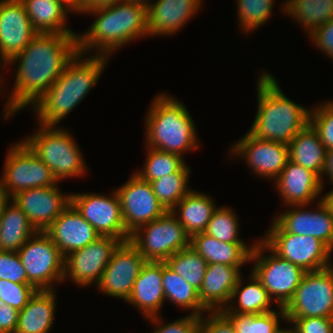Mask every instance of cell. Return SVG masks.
I'll use <instances>...</instances> for the list:
<instances>
[{
	"label": "cell",
	"mask_w": 333,
	"mask_h": 333,
	"mask_svg": "<svg viewBox=\"0 0 333 333\" xmlns=\"http://www.w3.org/2000/svg\"><path fill=\"white\" fill-rule=\"evenodd\" d=\"M77 52V33H38L21 53L5 64V71L15 66V76L2 119L8 120L24 108H30Z\"/></svg>",
	"instance_id": "cell-1"
},
{
	"label": "cell",
	"mask_w": 333,
	"mask_h": 333,
	"mask_svg": "<svg viewBox=\"0 0 333 333\" xmlns=\"http://www.w3.org/2000/svg\"><path fill=\"white\" fill-rule=\"evenodd\" d=\"M95 16L85 32L77 33L78 52L109 57L132 41L149 37L147 5L121 0L81 13ZM89 52V53H88Z\"/></svg>",
	"instance_id": "cell-2"
},
{
	"label": "cell",
	"mask_w": 333,
	"mask_h": 333,
	"mask_svg": "<svg viewBox=\"0 0 333 333\" xmlns=\"http://www.w3.org/2000/svg\"><path fill=\"white\" fill-rule=\"evenodd\" d=\"M101 55L77 52L51 87L30 107L38 124L60 126L100 80L109 61Z\"/></svg>",
	"instance_id": "cell-3"
},
{
	"label": "cell",
	"mask_w": 333,
	"mask_h": 333,
	"mask_svg": "<svg viewBox=\"0 0 333 333\" xmlns=\"http://www.w3.org/2000/svg\"><path fill=\"white\" fill-rule=\"evenodd\" d=\"M259 73L257 110L248 132L255 138L289 145L309 123L310 108L289 99L272 73Z\"/></svg>",
	"instance_id": "cell-4"
},
{
	"label": "cell",
	"mask_w": 333,
	"mask_h": 333,
	"mask_svg": "<svg viewBox=\"0 0 333 333\" xmlns=\"http://www.w3.org/2000/svg\"><path fill=\"white\" fill-rule=\"evenodd\" d=\"M149 106L144 115V147L176 153L182 158L200 148L195 121L182 101L168 93H159Z\"/></svg>",
	"instance_id": "cell-5"
},
{
	"label": "cell",
	"mask_w": 333,
	"mask_h": 333,
	"mask_svg": "<svg viewBox=\"0 0 333 333\" xmlns=\"http://www.w3.org/2000/svg\"><path fill=\"white\" fill-rule=\"evenodd\" d=\"M34 131L23 141L51 169L58 182L86 177L89 167L71 131L64 126L41 124Z\"/></svg>",
	"instance_id": "cell-6"
},
{
	"label": "cell",
	"mask_w": 333,
	"mask_h": 333,
	"mask_svg": "<svg viewBox=\"0 0 333 333\" xmlns=\"http://www.w3.org/2000/svg\"><path fill=\"white\" fill-rule=\"evenodd\" d=\"M254 241L250 256V263L253 264L251 272L267 290L275 305L284 308L299 286L305 271L279 257L260 238Z\"/></svg>",
	"instance_id": "cell-7"
},
{
	"label": "cell",
	"mask_w": 333,
	"mask_h": 333,
	"mask_svg": "<svg viewBox=\"0 0 333 333\" xmlns=\"http://www.w3.org/2000/svg\"><path fill=\"white\" fill-rule=\"evenodd\" d=\"M260 239L279 257L305 272L333 265L332 250L320 239L286 232L274 219Z\"/></svg>",
	"instance_id": "cell-8"
},
{
	"label": "cell",
	"mask_w": 333,
	"mask_h": 333,
	"mask_svg": "<svg viewBox=\"0 0 333 333\" xmlns=\"http://www.w3.org/2000/svg\"><path fill=\"white\" fill-rule=\"evenodd\" d=\"M0 183L11 199L17 193L36 187H50L59 182L51 169L22 140L8 149Z\"/></svg>",
	"instance_id": "cell-9"
},
{
	"label": "cell",
	"mask_w": 333,
	"mask_h": 333,
	"mask_svg": "<svg viewBox=\"0 0 333 333\" xmlns=\"http://www.w3.org/2000/svg\"><path fill=\"white\" fill-rule=\"evenodd\" d=\"M27 273V284L37 291L56 290L64 282L65 258L44 231H37L17 251Z\"/></svg>",
	"instance_id": "cell-10"
},
{
	"label": "cell",
	"mask_w": 333,
	"mask_h": 333,
	"mask_svg": "<svg viewBox=\"0 0 333 333\" xmlns=\"http://www.w3.org/2000/svg\"><path fill=\"white\" fill-rule=\"evenodd\" d=\"M191 237L178 218L167 211L130 234L129 241L146 261L165 262L174 253L190 246Z\"/></svg>",
	"instance_id": "cell-11"
},
{
	"label": "cell",
	"mask_w": 333,
	"mask_h": 333,
	"mask_svg": "<svg viewBox=\"0 0 333 333\" xmlns=\"http://www.w3.org/2000/svg\"><path fill=\"white\" fill-rule=\"evenodd\" d=\"M283 309L286 318H333V265L305 272Z\"/></svg>",
	"instance_id": "cell-12"
},
{
	"label": "cell",
	"mask_w": 333,
	"mask_h": 333,
	"mask_svg": "<svg viewBox=\"0 0 333 333\" xmlns=\"http://www.w3.org/2000/svg\"><path fill=\"white\" fill-rule=\"evenodd\" d=\"M229 146L231 158L244 160L250 172L267 181H275L289 160L288 145L255 138L248 131Z\"/></svg>",
	"instance_id": "cell-13"
},
{
	"label": "cell",
	"mask_w": 333,
	"mask_h": 333,
	"mask_svg": "<svg viewBox=\"0 0 333 333\" xmlns=\"http://www.w3.org/2000/svg\"><path fill=\"white\" fill-rule=\"evenodd\" d=\"M70 203L102 237L129 240L122 218L121 205L115 190L110 195L83 192L70 193Z\"/></svg>",
	"instance_id": "cell-14"
},
{
	"label": "cell",
	"mask_w": 333,
	"mask_h": 333,
	"mask_svg": "<svg viewBox=\"0 0 333 333\" xmlns=\"http://www.w3.org/2000/svg\"><path fill=\"white\" fill-rule=\"evenodd\" d=\"M114 190L118 195L123 222L129 234L167 212L154 194L151 183L142 180L134 172L124 184Z\"/></svg>",
	"instance_id": "cell-15"
},
{
	"label": "cell",
	"mask_w": 333,
	"mask_h": 333,
	"mask_svg": "<svg viewBox=\"0 0 333 333\" xmlns=\"http://www.w3.org/2000/svg\"><path fill=\"white\" fill-rule=\"evenodd\" d=\"M121 242L118 238L100 236L84 248L71 252L65 257L63 281L71 279L81 288L96 286Z\"/></svg>",
	"instance_id": "cell-16"
},
{
	"label": "cell",
	"mask_w": 333,
	"mask_h": 333,
	"mask_svg": "<svg viewBox=\"0 0 333 333\" xmlns=\"http://www.w3.org/2000/svg\"><path fill=\"white\" fill-rule=\"evenodd\" d=\"M145 263L144 257L129 240L121 242L95 288L105 296L126 302Z\"/></svg>",
	"instance_id": "cell-17"
},
{
	"label": "cell",
	"mask_w": 333,
	"mask_h": 333,
	"mask_svg": "<svg viewBox=\"0 0 333 333\" xmlns=\"http://www.w3.org/2000/svg\"><path fill=\"white\" fill-rule=\"evenodd\" d=\"M311 205H290L289 210L277 212L273 219L288 233L313 236L324 242L333 251V216L325 203L319 200Z\"/></svg>",
	"instance_id": "cell-18"
},
{
	"label": "cell",
	"mask_w": 333,
	"mask_h": 333,
	"mask_svg": "<svg viewBox=\"0 0 333 333\" xmlns=\"http://www.w3.org/2000/svg\"><path fill=\"white\" fill-rule=\"evenodd\" d=\"M38 34L20 0L0 1V61L5 65Z\"/></svg>",
	"instance_id": "cell-19"
},
{
	"label": "cell",
	"mask_w": 333,
	"mask_h": 333,
	"mask_svg": "<svg viewBox=\"0 0 333 333\" xmlns=\"http://www.w3.org/2000/svg\"><path fill=\"white\" fill-rule=\"evenodd\" d=\"M58 185L31 188L11 198L37 231H44L70 204L71 194L62 193Z\"/></svg>",
	"instance_id": "cell-20"
},
{
	"label": "cell",
	"mask_w": 333,
	"mask_h": 333,
	"mask_svg": "<svg viewBox=\"0 0 333 333\" xmlns=\"http://www.w3.org/2000/svg\"><path fill=\"white\" fill-rule=\"evenodd\" d=\"M273 184L284 206L312 205L321 200L324 193L321 178L291 160L287 161Z\"/></svg>",
	"instance_id": "cell-21"
},
{
	"label": "cell",
	"mask_w": 333,
	"mask_h": 333,
	"mask_svg": "<svg viewBox=\"0 0 333 333\" xmlns=\"http://www.w3.org/2000/svg\"><path fill=\"white\" fill-rule=\"evenodd\" d=\"M204 0H152L147 5L149 37L173 36L196 16Z\"/></svg>",
	"instance_id": "cell-22"
},
{
	"label": "cell",
	"mask_w": 333,
	"mask_h": 333,
	"mask_svg": "<svg viewBox=\"0 0 333 333\" xmlns=\"http://www.w3.org/2000/svg\"><path fill=\"white\" fill-rule=\"evenodd\" d=\"M44 232L59 248L64 258L71 252L84 248L100 237L95 228L71 203Z\"/></svg>",
	"instance_id": "cell-23"
},
{
	"label": "cell",
	"mask_w": 333,
	"mask_h": 333,
	"mask_svg": "<svg viewBox=\"0 0 333 333\" xmlns=\"http://www.w3.org/2000/svg\"><path fill=\"white\" fill-rule=\"evenodd\" d=\"M163 262L146 261L141 267L126 303L139 310L144 318L160 315L165 303L162 286Z\"/></svg>",
	"instance_id": "cell-24"
},
{
	"label": "cell",
	"mask_w": 333,
	"mask_h": 333,
	"mask_svg": "<svg viewBox=\"0 0 333 333\" xmlns=\"http://www.w3.org/2000/svg\"><path fill=\"white\" fill-rule=\"evenodd\" d=\"M242 267L210 263L198 292L201 304L209 312H219L229 303L233 289L242 276Z\"/></svg>",
	"instance_id": "cell-25"
},
{
	"label": "cell",
	"mask_w": 333,
	"mask_h": 333,
	"mask_svg": "<svg viewBox=\"0 0 333 333\" xmlns=\"http://www.w3.org/2000/svg\"><path fill=\"white\" fill-rule=\"evenodd\" d=\"M251 243L222 242L205 232L194 234L190 240V246L208 264L218 263L236 267L250 264V256L255 242Z\"/></svg>",
	"instance_id": "cell-26"
},
{
	"label": "cell",
	"mask_w": 333,
	"mask_h": 333,
	"mask_svg": "<svg viewBox=\"0 0 333 333\" xmlns=\"http://www.w3.org/2000/svg\"><path fill=\"white\" fill-rule=\"evenodd\" d=\"M56 290H39L19 311L15 333H50L57 308Z\"/></svg>",
	"instance_id": "cell-27"
},
{
	"label": "cell",
	"mask_w": 333,
	"mask_h": 333,
	"mask_svg": "<svg viewBox=\"0 0 333 333\" xmlns=\"http://www.w3.org/2000/svg\"><path fill=\"white\" fill-rule=\"evenodd\" d=\"M38 33H77L68 23L69 13L75 12L62 0H20Z\"/></svg>",
	"instance_id": "cell-28"
},
{
	"label": "cell",
	"mask_w": 333,
	"mask_h": 333,
	"mask_svg": "<svg viewBox=\"0 0 333 333\" xmlns=\"http://www.w3.org/2000/svg\"><path fill=\"white\" fill-rule=\"evenodd\" d=\"M245 283L243 275L233 289L228 305L221 313L261 314L272 311L277 307L261 282L250 271ZM246 284V285H244Z\"/></svg>",
	"instance_id": "cell-29"
},
{
	"label": "cell",
	"mask_w": 333,
	"mask_h": 333,
	"mask_svg": "<svg viewBox=\"0 0 333 333\" xmlns=\"http://www.w3.org/2000/svg\"><path fill=\"white\" fill-rule=\"evenodd\" d=\"M217 207L212 196L192 189L171 212L184 226L186 233L192 237L194 234L205 232Z\"/></svg>",
	"instance_id": "cell-30"
},
{
	"label": "cell",
	"mask_w": 333,
	"mask_h": 333,
	"mask_svg": "<svg viewBox=\"0 0 333 333\" xmlns=\"http://www.w3.org/2000/svg\"><path fill=\"white\" fill-rule=\"evenodd\" d=\"M326 152V147L310 123L288 145L289 160L315 172L320 178L325 167Z\"/></svg>",
	"instance_id": "cell-31"
},
{
	"label": "cell",
	"mask_w": 333,
	"mask_h": 333,
	"mask_svg": "<svg viewBox=\"0 0 333 333\" xmlns=\"http://www.w3.org/2000/svg\"><path fill=\"white\" fill-rule=\"evenodd\" d=\"M36 232L28 217L9 199L0 218V251L17 252Z\"/></svg>",
	"instance_id": "cell-32"
},
{
	"label": "cell",
	"mask_w": 333,
	"mask_h": 333,
	"mask_svg": "<svg viewBox=\"0 0 333 333\" xmlns=\"http://www.w3.org/2000/svg\"><path fill=\"white\" fill-rule=\"evenodd\" d=\"M280 12L305 29L307 36L333 19V0H285Z\"/></svg>",
	"instance_id": "cell-33"
},
{
	"label": "cell",
	"mask_w": 333,
	"mask_h": 333,
	"mask_svg": "<svg viewBox=\"0 0 333 333\" xmlns=\"http://www.w3.org/2000/svg\"><path fill=\"white\" fill-rule=\"evenodd\" d=\"M162 286L165 301L173 303L174 306L191 311L190 314L198 317L209 312L201 304L198 291L172 271L165 262H163Z\"/></svg>",
	"instance_id": "cell-34"
},
{
	"label": "cell",
	"mask_w": 333,
	"mask_h": 333,
	"mask_svg": "<svg viewBox=\"0 0 333 333\" xmlns=\"http://www.w3.org/2000/svg\"><path fill=\"white\" fill-rule=\"evenodd\" d=\"M192 170L187 162L177 171L151 181L153 192L167 211H171L191 190Z\"/></svg>",
	"instance_id": "cell-35"
},
{
	"label": "cell",
	"mask_w": 333,
	"mask_h": 333,
	"mask_svg": "<svg viewBox=\"0 0 333 333\" xmlns=\"http://www.w3.org/2000/svg\"><path fill=\"white\" fill-rule=\"evenodd\" d=\"M222 314L231 322L236 333H280L284 329L280 320L287 322L284 309L281 307L261 314Z\"/></svg>",
	"instance_id": "cell-36"
},
{
	"label": "cell",
	"mask_w": 333,
	"mask_h": 333,
	"mask_svg": "<svg viewBox=\"0 0 333 333\" xmlns=\"http://www.w3.org/2000/svg\"><path fill=\"white\" fill-rule=\"evenodd\" d=\"M165 263L199 292L208 263L195 249L191 246L184 248L174 253Z\"/></svg>",
	"instance_id": "cell-37"
},
{
	"label": "cell",
	"mask_w": 333,
	"mask_h": 333,
	"mask_svg": "<svg viewBox=\"0 0 333 333\" xmlns=\"http://www.w3.org/2000/svg\"><path fill=\"white\" fill-rule=\"evenodd\" d=\"M146 158L144 166L134 173L144 181H155L165 175L177 172L186 159L176 153L162 152L150 147H145Z\"/></svg>",
	"instance_id": "cell-38"
},
{
	"label": "cell",
	"mask_w": 333,
	"mask_h": 333,
	"mask_svg": "<svg viewBox=\"0 0 333 333\" xmlns=\"http://www.w3.org/2000/svg\"><path fill=\"white\" fill-rule=\"evenodd\" d=\"M275 0H237L236 14L240 32L246 35L267 23L274 13ZM249 33V34H248Z\"/></svg>",
	"instance_id": "cell-39"
},
{
	"label": "cell",
	"mask_w": 333,
	"mask_h": 333,
	"mask_svg": "<svg viewBox=\"0 0 333 333\" xmlns=\"http://www.w3.org/2000/svg\"><path fill=\"white\" fill-rule=\"evenodd\" d=\"M238 214L229 206L217 207L208 222L205 233L227 243H245L240 238Z\"/></svg>",
	"instance_id": "cell-40"
},
{
	"label": "cell",
	"mask_w": 333,
	"mask_h": 333,
	"mask_svg": "<svg viewBox=\"0 0 333 333\" xmlns=\"http://www.w3.org/2000/svg\"><path fill=\"white\" fill-rule=\"evenodd\" d=\"M322 102L310 108L309 123L317 131L326 149L330 150L333 149V100Z\"/></svg>",
	"instance_id": "cell-41"
},
{
	"label": "cell",
	"mask_w": 333,
	"mask_h": 333,
	"mask_svg": "<svg viewBox=\"0 0 333 333\" xmlns=\"http://www.w3.org/2000/svg\"><path fill=\"white\" fill-rule=\"evenodd\" d=\"M36 291L31 284L14 283L0 279V300L18 311L27 305L28 300Z\"/></svg>",
	"instance_id": "cell-42"
},
{
	"label": "cell",
	"mask_w": 333,
	"mask_h": 333,
	"mask_svg": "<svg viewBox=\"0 0 333 333\" xmlns=\"http://www.w3.org/2000/svg\"><path fill=\"white\" fill-rule=\"evenodd\" d=\"M163 316H152L145 320L149 321L154 327L150 333H197L199 328L200 317L190 313L165 323Z\"/></svg>",
	"instance_id": "cell-43"
},
{
	"label": "cell",
	"mask_w": 333,
	"mask_h": 333,
	"mask_svg": "<svg viewBox=\"0 0 333 333\" xmlns=\"http://www.w3.org/2000/svg\"><path fill=\"white\" fill-rule=\"evenodd\" d=\"M0 279L27 284V273L17 252L0 251Z\"/></svg>",
	"instance_id": "cell-44"
},
{
	"label": "cell",
	"mask_w": 333,
	"mask_h": 333,
	"mask_svg": "<svg viewBox=\"0 0 333 333\" xmlns=\"http://www.w3.org/2000/svg\"><path fill=\"white\" fill-rule=\"evenodd\" d=\"M293 333H333V318H286Z\"/></svg>",
	"instance_id": "cell-45"
},
{
	"label": "cell",
	"mask_w": 333,
	"mask_h": 333,
	"mask_svg": "<svg viewBox=\"0 0 333 333\" xmlns=\"http://www.w3.org/2000/svg\"><path fill=\"white\" fill-rule=\"evenodd\" d=\"M197 333H236L231 322L219 312H207L200 317Z\"/></svg>",
	"instance_id": "cell-46"
},
{
	"label": "cell",
	"mask_w": 333,
	"mask_h": 333,
	"mask_svg": "<svg viewBox=\"0 0 333 333\" xmlns=\"http://www.w3.org/2000/svg\"><path fill=\"white\" fill-rule=\"evenodd\" d=\"M308 38L327 58L333 60V19L316 29Z\"/></svg>",
	"instance_id": "cell-47"
},
{
	"label": "cell",
	"mask_w": 333,
	"mask_h": 333,
	"mask_svg": "<svg viewBox=\"0 0 333 333\" xmlns=\"http://www.w3.org/2000/svg\"><path fill=\"white\" fill-rule=\"evenodd\" d=\"M19 311L0 300V333H15Z\"/></svg>",
	"instance_id": "cell-48"
},
{
	"label": "cell",
	"mask_w": 333,
	"mask_h": 333,
	"mask_svg": "<svg viewBox=\"0 0 333 333\" xmlns=\"http://www.w3.org/2000/svg\"><path fill=\"white\" fill-rule=\"evenodd\" d=\"M326 179L329 180L328 183H330L333 187V149L327 150V152H326L325 167H324V170H323V174L321 176V182H322L323 190H324V186H325L324 181Z\"/></svg>",
	"instance_id": "cell-49"
},
{
	"label": "cell",
	"mask_w": 333,
	"mask_h": 333,
	"mask_svg": "<svg viewBox=\"0 0 333 333\" xmlns=\"http://www.w3.org/2000/svg\"><path fill=\"white\" fill-rule=\"evenodd\" d=\"M121 0H81L80 14L90 8H95L103 5H110Z\"/></svg>",
	"instance_id": "cell-50"
},
{
	"label": "cell",
	"mask_w": 333,
	"mask_h": 333,
	"mask_svg": "<svg viewBox=\"0 0 333 333\" xmlns=\"http://www.w3.org/2000/svg\"><path fill=\"white\" fill-rule=\"evenodd\" d=\"M322 201L329 208L331 215L333 216V188L330 191L322 195Z\"/></svg>",
	"instance_id": "cell-51"
},
{
	"label": "cell",
	"mask_w": 333,
	"mask_h": 333,
	"mask_svg": "<svg viewBox=\"0 0 333 333\" xmlns=\"http://www.w3.org/2000/svg\"><path fill=\"white\" fill-rule=\"evenodd\" d=\"M67 6H69L77 15L80 14L81 0H62Z\"/></svg>",
	"instance_id": "cell-52"
},
{
	"label": "cell",
	"mask_w": 333,
	"mask_h": 333,
	"mask_svg": "<svg viewBox=\"0 0 333 333\" xmlns=\"http://www.w3.org/2000/svg\"><path fill=\"white\" fill-rule=\"evenodd\" d=\"M10 198L4 193L1 183H0V218L2 214L3 207Z\"/></svg>",
	"instance_id": "cell-53"
},
{
	"label": "cell",
	"mask_w": 333,
	"mask_h": 333,
	"mask_svg": "<svg viewBox=\"0 0 333 333\" xmlns=\"http://www.w3.org/2000/svg\"><path fill=\"white\" fill-rule=\"evenodd\" d=\"M3 67H5V65L0 61V94H1V92H3L4 90H3V86L4 85H2V84H6V82L4 81V77H3V75H6V74H4V72H5V68H3ZM3 68V69H2ZM3 70V73L1 72ZM3 82V83H2Z\"/></svg>",
	"instance_id": "cell-54"
},
{
	"label": "cell",
	"mask_w": 333,
	"mask_h": 333,
	"mask_svg": "<svg viewBox=\"0 0 333 333\" xmlns=\"http://www.w3.org/2000/svg\"><path fill=\"white\" fill-rule=\"evenodd\" d=\"M280 333H293L292 329L288 326L284 327V329Z\"/></svg>",
	"instance_id": "cell-55"
},
{
	"label": "cell",
	"mask_w": 333,
	"mask_h": 333,
	"mask_svg": "<svg viewBox=\"0 0 333 333\" xmlns=\"http://www.w3.org/2000/svg\"><path fill=\"white\" fill-rule=\"evenodd\" d=\"M134 1L141 2V3L148 5L152 0H134Z\"/></svg>",
	"instance_id": "cell-56"
}]
</instances>
